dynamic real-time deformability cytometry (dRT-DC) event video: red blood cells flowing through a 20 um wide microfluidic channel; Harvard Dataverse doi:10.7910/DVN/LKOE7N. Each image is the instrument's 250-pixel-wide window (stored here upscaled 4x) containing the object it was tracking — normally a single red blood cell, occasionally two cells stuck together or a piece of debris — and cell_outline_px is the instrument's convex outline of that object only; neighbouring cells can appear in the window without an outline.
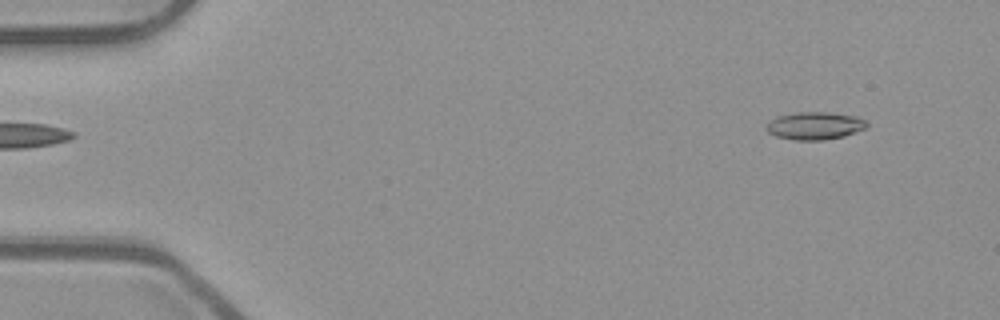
{"species": "common noctule bat (a hibernating species)", "species_latin": "Nyctalus noctula", "temperature_condition": "room temperature", "stored_images_in_passage": 49, "camera_frame_rate_fps": 3000, "um_per_image_px": 0.085, "animal": {"sex": "male", "body_mass_g": 23.1, "forearm_length_mm": 52.7}, "frame": {"image": 1, "passage_image": 1, "time_ms": 0.0, "image_size_px": [1000, 320], "cell_outline_px": [[868, 128], [844, 136], [824, 140], [792, 140], [776, 136], [768, 132], [764, 128], [768, 120], [776, 116], [796, 112], [824, 112], [856, 116], [864, 120], [868, 124]], "centroid_in_image_um": [69.22, 10.69], "position_along_channel_um": 15.8, "area_um2": 16.42}}
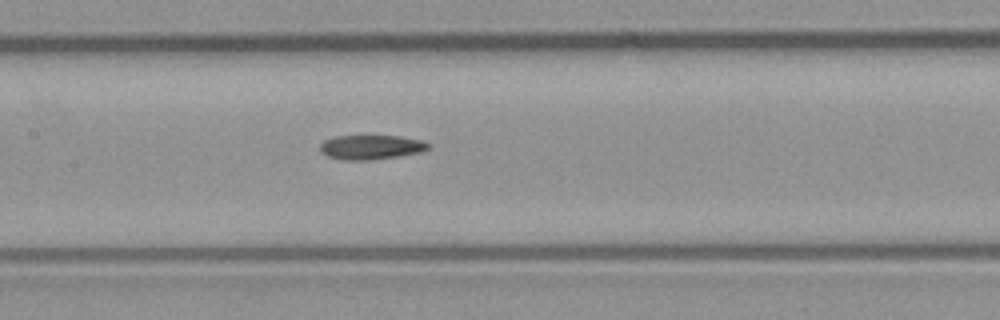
{"frame": {"image": 2, "passage_image": 22, "time_ms": 7.0, "image_size_px": [1000, 320], "cell_outline_px": [[432, 148], [420, 152], [400, 156], [372, 160], [344, 160], [328, 156], [320, 152], [320, 144], [324, 140], [336, 136], [400, 136], [424, 140]], "centroid_in_image_um": [31.56, 12.51], "position_along_channel_um": 175.8, "area_um2": 15.55}}
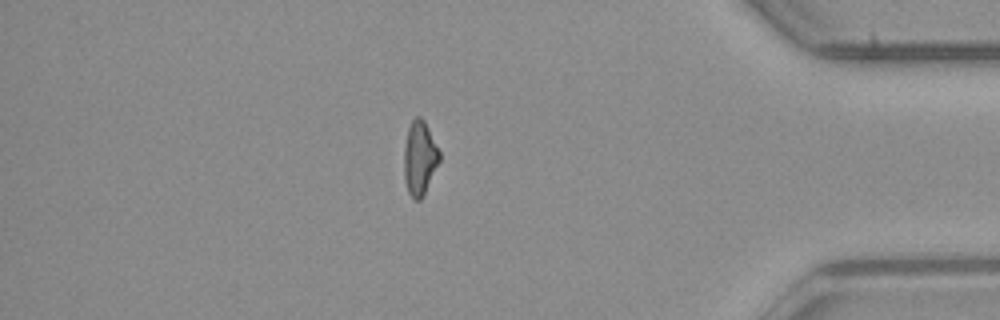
{"frame": {"image": 3, "passage_image": 42, "time_ms": 13.667, "image_size_px": [1000, 320], "cell_outline_px": [[440, 160], [420, 200], [416, 200], [408, 192], [404, 180], [404, 148], [408, 128], [412, 120], [416, 116], [420, 116], [424, 120], [440, 152]], "centroid_in_image_um": [35.66, 13.41], "position_along_channel_um": 399.5, "area_um2": 15.03}, "authors_computed_cell_mechanics": {"area_um2": 15.606, "velocity_mm_per_s": 3.9085, "shape_relaxation_time_tau1_ms": 5.2186, "shape_relaxation_time_tau2_ms": null, "deformation_change_tau1": 0.1682, "deformation_change_tau2": null}}